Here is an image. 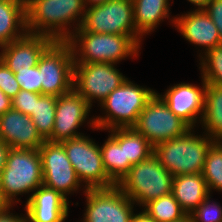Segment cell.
I'll return each instance as SVG.
<instances>
[{
    "label": "cell",
    "mask_w": 222,
    "mask_h": 222,
    "mask_svg": "<svg viewBox=\"0 0 222 222\" xmlns=\"http://www.w3.org/2000/svg\"><path fill=\"white\" fill-rule=\"evenodd\" d=\"M85 9L83 0H27V31L66 41L80 27Z\"/></svg>",
    "instance_id": "cell-1"
},
{
    "label": "cell",
    "mask_w": 222,
    "mask_h": 222,
    "mask_svg": "<svg viewBox=\"0 0 222 222\" xmlns=\"http://www.w3.org/2000/svg\"><path fill=\"white\" fill-rule=\"evenodd\" d=\"M156 91L139 86L128 78L100 104L106 115L91 118L90 127L100 130L133 128L139 114Z\"/></svg>",
    "instance_id": "cell-2"
},
{
    "label": "cell",
    "mask_w": 222,
    "mask_h": 222,
    "mask_svg": "<svg viewBox=\"0 0 222 222\" xmlns=\"http://www.w3.org/2000/svg\"><path fill=\"white\" fill-rule=\"evenodd\" d=\"M214 142L206 133L195 135L194 128H191L183 136L156 144L154 155L173 176L202 173Z\"/></svg>",
    "instance_id": "cell-3"
},
{
    "label": "cell",
    "mask_w": 222,
    "mask_h": 222,
    "mask_svg": "<svg viewBox=\"0 0 222 222\" xmlns=\"http://www.w3.org/2000/svg\"><path fill=\"white\" fill-rule=\"evenodd\" d=\"M66 41L71 45L74 63L118 64L127 57H137L140 49L131 37L118 34L74 32Z\"/></svg>",
    "instance_id": "cell-4"
},
{
    "label": "cell",
    "mask_w": 222,
    "mask_h": 222,
    "mask_svg": "<svg viewBox=\"0 0 222 222\" xmlns=\"http://www.w3.org/2000/svg\"><path fill=\"white\" fill-rule=\"evenodd\" d=\"M43 185L42 161L39 150L11 149L0 174L2 199L13 205L19 194L34 192ZM17 200V201H16Z\"/></svg>",
    "instance_id": "cell-5"
},
{
    "label": "cell",
    "mask_w": 222,
    "mask_h": 222,
    "mask_svg": "<svg viewBox=\"0 0 222 222\" xmlns=\"http://www.w3.org/2000/svg\"><path fill=\"white\" fill-rule=\"evenodd\" d=\"M174 176L152 154L148 159L132 165L117 186L136 204L148 202L172 193Z\"/></svg>",
    "instance_id": "cell-6"
},
{
    "label": "cell",
    "mask_w": 222,
    "mask_h": 222,
    "mask_svg": "<svg viewBox=\"0 0 222 222\" xmlns=\"http://www.w3.org/2000/svg\"><path fill=\"white\" fill-rule=\"evenodd\" d=\"M75 32L127 35L139 46L143 38L135 27L132 0H108L86 7L81 25Z\"/></svg>",
    "instance_id": "cell-7"
},
{
    "label": "cell",
    "mask_w": 222,
    "mask_h": 222,
    "mask_svg": "<svg viewBox=\"0 0 222 222\" xmlns=\"http://www.w3.org/2000/svg\"><path fill=\"white\" fill-rule=\"evenodd\" d=\"M83 189L111 188L116 184L107 175L100 146L88 136L61 142Z\"/></svg>",
    "instance_id": "cell-8"
},
{
    "label": "cell",
    "mask_w": 222,
    "mask_h": 222,
    "mask_svg": "<svg viewBox=\"0 0 222 222\" xmlns=\"http://www.w3.org/2000/svg\"><path fill=\"white\" fill-rule=\"evenodd\" d=\"M41 94L60 96L73 89L74 57L67 41H54L38 61Z\"/></svg>",
    "instance_id": "cell-9"
},
{
    "label": "cell",
    "mask_w": 222,
    "mask_h": 222,
    "mask_svg": "<svg viewBox=\"0 0 222 222\" xmlns=\"http://www.w3.org/2000/svg\"><path fill=\"white\" fill-rule=\"evenodd\" d=\"M115 67L112 63H74L73 89L91 107L95 100L101 104L127 79Z\"/></svg>",
    "instance_id": "cell-10"
},
{
    "label": "cell",
    "mask_w": 222,
    "mask_h": 222,
    "mask_svg": "<svg viewBox=\"0 0 222 222\" xmlns=\"http://www.w3.org/2000/svg\"><path fill=\"white\" fill-rule=\"evenodd\" d=\"M133 128L153 146L183 136L191 129L168 108L157 92L147 102Z\"/></svg>",
    "instance_id": "cell-11"
},
{
    "label": "cell",
    "mask_w": 222,
    "mask_h": 222,
    "mask_svg": "<svg viewBox=\"0 0 222 222\" xmlns=\"http://www.w3.org/2000/svg\"><path fill=\"white\" fill-rule=\"evenodd\" d=\"M83 222H131L135 203L117 186L85 189Z\"/></svg>",
    "instance_id": "cell-12"
},
{
    "label": "cell",
    "mask_w": 222,
    "mask_h": 222,
    "mask_svg": "<svg viewBox=\"0 0 222 222\" xmlns=\"http://www.w3.org/2000/svg\"><path fill=\"white\" fill-rule=\"evenodd\" d=\"M42 161L43 185L67 198L79 190L81 182L69 161L63 144L45 140L38 149Z\"/></svg>",
    "instance_id": "cell-13"
},
{
    "label": "cell",
    "mask_w": 222,
    "mask_h": 222,
    "mask_svg": "<svg viewBox=\"0 0 222 222\" xmlns=\"http://www.w3.org/2000/svg\"><path fill=\"white\" fill-rule=\"evenodd\" d=\"M91 106L74 89L57 97L55 123L48 141L63 142L81 137L78 128L89 117Z\"/></svg>",
    "instance_id": "cell-14"
},
{
    "label": "cell",
    "mask_w": 222,
    "mask_h": 222,
    "mask_svg": "<svg viewBox=\"0 0 222 222\" xmlns=\"http://www.w3.org/2000/svg\"><path fill=\"white\" fill-rule=\"evenodd\" d=\"M206 88L207 83L202 78V87L190 83H179L169 87L164 95L157 94L176 116L190 128H194L203 117Z\"/></svg>",
    "instance_id": "cell-15"
},
{
    "label": "cell",
    "mask_w": 222,
    "mask_h": 222,
    "mask_svg": "<svg viewBox=\"0 0 222 222\" xmlns=\"http://www.w3.org/2000/svg\"><path fill=\"white\" fill-rule=\"evenodd\" d=\"M54 41L46 35L27 33L22 38L0 47V60L13 73L35 67L41 55Z\"/></svg>",
    "instance_id": "cell-16"
},
{
    "label": "cell",
    "mask_w": 222,
    "mask_h": 222,
    "mask_svg": "<svg viewBox=\"0 0 222 222\" xmlns=\"http://www.w3.org/2000/svg\"><path fill=\"white\" fill-rule=\"evenodd\" d=\"M0 139L11 149L31 150H38L45 141L31 117L14 108L0 116Z\"/></svg>",
    "instance_id": "cell-17"
},
{
    "label": "cell",
    "mask_w": 222,
    "mask_h": 222,
    "mask_svg": "<svg viewBox=\"0 0 222 222\" xmlns=\"http://www.w3.org/2000/svg\"><path fill=\"white\" fill-rule=\"evenodd\" d=\"M25 211L28 222H64L69 201L58 191L41 185L27 199Z\"/></svg>",
    "instance_id": "cell-18"
},
{
    "label": "cell",
    "mask_w": 222,
    "mask_h": 222,
    "mask_svg": "<svg viewBox=\"0 0 222 222\" xmlns=\"http://www.w3.org/2000/svg\"><path fill=\"white\" fill-rule=\"evenodd\" d=\"M171 21L187 41L203 47L206 52L221 44L219 31L204 10L195 9Z\"/></svg>",
    "instance_id": "cell-19"
},
{
    "label": "cell",
    "mask_w": 222,
    "mask_h": 222,
    "mask_svg": "<svg viewBox=\"0 0 222 222\" xmlns=\"http://www.w3.org/2000/svg\"><path fill=\"white\" fill-rule=\"evenodd\" d=\"M27 0H0V47L25 36Z\"/></svg>",
    "instance_id": "cell-20"
},
{
    "label": "cell",
    "mask_w": 222,
    "mask_h": 222,
    "mask_svg": "<svg viewBox=\"0 0 222 222\" xmlns=\"http://www.w3.org/2000/svg\"><path fill=\"white\" fill-rule=\"evenodd\" d=\"M172 194L182 210L190 215L211 193L202 173H194L174 176Z\"/></svg>",
    "instance_id": "cell-21"
},
{
    "label": "cell",
    "mask_w": 222,
    "mask_h": 222,
    "mask_svg": "<svg viewBox=\"0 0 222 222\" xmlns=\"http://www.w3.org/2000/svg\"><path fill=\"white\" fill-rule=\"evenodd\" d=\"M136 30L143 36L152 31L164 19H169V0H132Z\"/></svg>",
    "instance_id": "cell-22"
},
{
    "label": "cell",
    "mask_w": 222,
    "mask_h": 222,
    "mask_svg": "<svg viewBox=\"0 0 222 222\" xmlns=\"http://www.w3.org/2000/svg\"><path fill=\"white\" fill-rule=\"evenodd\" d=\"M108 132L120 146H124L125 161L132 165L154 154V146L134 128H116Z\"/></svg>",
    "instance_id": "cell-23"
},
{
    "label": "cell",
    "mask_w": 222,
    "mask_h": 222,
    "mask_svg": "<svg viewBox=\"0 0 222 222\" xmlns=\"http://www.w3.org/2000/svg\"><path fill=\"white\" fill-rule=\"evenodd\" d=\"M200 123L205 129L204 133L214 141L222 140V86L207 84L204 113Z\"/></svg>",
    "instance_id": "cell-24"
},
{
    "label": "cell",
    "mask_w": 222,
    "mask_h": 222,
    "mask_svg": "<svg viewBox=\"0 0 222 222\" xmlns=\"http://www.w3.org/2000/svg\"><path fill=\"white\" fill-rule=\"evenodd\" d=\"M100 149L104 169L109 178L117 185L132 167L129 161H125L124 146H120L111 135H108Z\"/></svg>",
    "instance_id": "cell-25"
},
{
    "label": "cell",
    "mask_w": 222,
    "mask_h": 222,
    "mask_svg": "<svg viewBox=\"0 0 222 222\" xmlns=\"http://www.w3.org/2000/svg\"><path fill=\"white\" fill-rule=\"evenodd\" d=\"M57 96L35 93L34 111L29 115L44 140L51 137L56 112Z\"/></svg>",
    "instance_id": "cell-26"
},
{
    "label": "cell",
    "mask_w": 222,
    "mask_h": 222,
    "mask_svg": "<svg viewBox=\"0 0 222 222\" xmlns=\"http://www.w3.org/2000/svg\"><path fill=\"white\" fill-rule=\"evenodd\" d=\"M143 208L157 222H175L187 215L172 193L148 202Z\"/></svg>",
    "instance_id": "cell-27"
},
{
    "label": "cell",
    "mask_w": 222,
    "mask_h": 222,
    "mask_svg": "<svg viewBox=\"0 0 222 222\" xmlns=\"http://www.w3.org/2000/svg\"><path fill=\"white\" fill-rule=\"evenodd\" d=\"M209 193L211 190L222 191V143L215 141L206 156L202 172Z\"/></svg>",
    "instance_id": "cell-28"
},
{
    "label": "cell",
    "mask_w": 222,
    "mask_h": 222,
    "mask_svg": "<svg viewBox=\"0 0 222 222\" xmlns=\"http://www.w3.org/2000/svg\"><path fill=\"white\" fill-rule=\"evenodd\" d=\"M202 54L199 55L202 78L207 84L222 86V44Z\"/></svg>",
    "instance_id": "cell-29"
},
{
    "label": "cell",
    "mask_w": 222,
    "mask_h": 222,
    "mask_svg": "<svg viewBox=\"0 0 222 222\" xmlns=\"http://www.w3.org/2000/svg\"><path fill=\"white\" fill-rule=\"evenodd\" d=\"M210 198L209 194L190 214L194 222H222V207Z\"/></svg>",
    "instance_id": "cell-30"
},
{
    "label": "cell",
    "mask_w": 222,
    "mask_h": 222,
    "mask_svg": "<svg viewBox=\"0 0 222 222\" xmlns=\"http://www.w3.org/2000/svg\"><path fill=\"white\" fill-rule=\"evenodd\" d=\"M14 74L21 90L41 94L42 82L38 66L17 70Z\"/></svg>",
    "instance_id": "cell-31"
},
{
    "label": "cell",
    "mask_w": 222,
    "mask_h": 222,
    "mask_svg": "<svg viewBox=\"0 0 222 222\" xmlns=\"http://www.w3.org/2000/svg\"><path fill=\"white\" fill-rule=\"evenodd\" d=\"M0 89L11 99L21 90L15 74L0 60Z\"/></svg>",
    "instance_id": "cell-32"
},
{
    "label": "cell",
    "mask_w": 222,
    "mask_h": 222,
    "mask_svg": "<svg viewBox=\"0 0 222 222\" xmlns=\"http://www.w3.org/2000/svg\"><path fill=\"white\" fill-rule=\"evenodd\" d=\"M35 93L20 90L14 98H12V108L23 114L30 115L34 111Z\"/></svg>",
    "instance_id": "cell-33"
},
{
    "label": "cell",
    "mask_w": 222,
    "mask_h": 222,
    "mask_svg": "<svg viewBox=\"0 0 222 222\" xmlns=\"http://www.w3.org/2000/svg\"><path fill=\"white\" fill-rule=\"evenodd\" d=\"M204 11L212 19L219 31V38L222 44V0H210Z\"/></svg>",
    "instance_id": "cell-34"
},
{
    "label": "cell",
    "mask_w": 222,
    "mask_h": 222,
    "mask_svg": "<svg viewBox=\"0 0 222 222\" xmlns=\"http://www.w3.org/2000/svg\"><path fill=\"white\" fill-rule=\"evenodd\" d=\"M12 205H8L0 212V222H28L27 216L13 215L10 213Z\"/></svg>",
    "instance_id": "cell-35"
},
{
    "label": "cell",
    "mask_w": 222,
    "mask_h": 222,
    "mask_svg": "<svg viewBox=\"0 0 222 222\" xmlns=\"http://www.w3.org/2000/svg\"><path fill=\"white\" fill-rule=\"evenodd\" d=\"M10 150L11 147L0 139V174L6 165L8 153Z\"/></svg>",
    "instance_id": "cell-36"
},
{
    "label": "cell",
    "mask_w": 222,
    "mask_h": 222,
    "mask_svg": "<svg viewBox=\"0 0 222 222\" xmlns=\"http://www.w3.org/2000/svg\"><path fill=\"white\" fill-rule=\"evenodd\" d=\"M12 108V99L0 89V116Z\"/></svg>",
    "instance_id": "cell-37"
},
{
    "label": "cell",
    "mask_w": 222,
    "mask_h": 222,
    "mask_svg": "<svg viewBox=\"0 0 222 222\" xmlns=\"http://www.w3.org/2000/svg\"><path fill=\"white\" fill-rule=\"evenodd\" d=\"M131 222H157L151 216H149L144 210L137 214H133Z\"/></svg>",
    "instance_id": "cell-38"
},
{
    "label": "cell",
    "mask_w": 222,
    "mask_h": 222,
    "mask_svg": "<svg viewBox=\"0 0 222 222\" xmlns=\"http://www.w3.org/2000/svg\"><path fill=\"white\" fill-rule=\"evenodd\" d=\"M210 0H188V2L194 4V6H197V10H204Z\"/></svg>",
    "instance_id": "cell-39"
},
{
    "label": "cell",
    "mask_w": 222,
    "mask_h": 222,
    "mask_svg": "<svg viewBox=\"0 0 222 222\" xmlns=\"http://www.w3.org/2000/svg\"><path fill=\"white\" fill-rule=\"evenodd\" d=\"M107 1L108 0H83L85 7L103 4L104 2H107Z\"/></svg>",
    "instance_id": "cell-40"
},
{
    "label": "cell",
    "mask_w": 222,
    "mask_h": 222,
    "mask_svg": "<svg viewBox=\"0 0 222 222\" xmlns=\"http://www.w3.org/2000/svg\"><path fill=\"white\" fill-rule=\"evenodd\" d=\"M175 222H194L191 215L184 216L181 220Z\"/></svg>",
    "instance_id": "cell-41"
},
{
    "label": "cell",
    "mask_w": 222,
    "mask_h": 222,
    "mask_svg": "<svg viewBox=\"0 0 222 222\" xmlns=\"http://www.w3.org/2000/svg\"><path fill=\"white\" fill-rule=\"evenodd\" d=\"M7 206L8 204L2 199L1 194H0V212Z\"/></svg>",
    "instance_id": "cell-42"
}]
</instances>
